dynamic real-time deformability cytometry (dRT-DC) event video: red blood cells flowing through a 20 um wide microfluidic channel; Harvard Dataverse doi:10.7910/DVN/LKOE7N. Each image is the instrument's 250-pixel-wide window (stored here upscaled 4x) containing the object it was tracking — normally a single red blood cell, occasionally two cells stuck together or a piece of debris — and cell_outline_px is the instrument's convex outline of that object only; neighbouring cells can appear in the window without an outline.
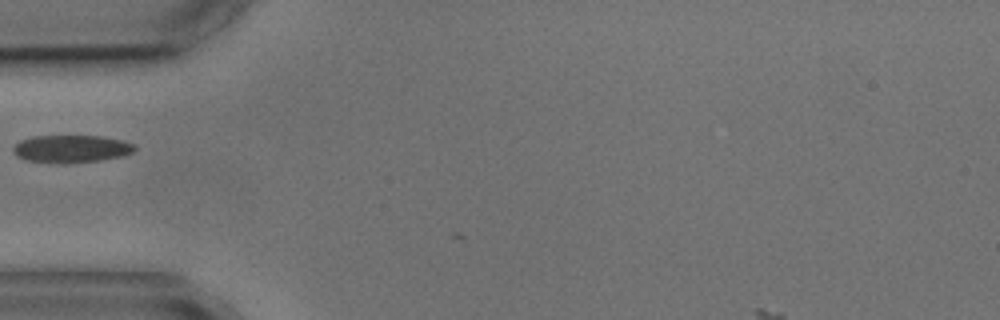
{"species": "common noctule bat (a hibernating species)", "species_latin": "Nyctalus noctula", "temperature_condition": "cold", "stored_images_in_passage": 6, "camera_frame_rate_fps": 3000, "um_per_image_px": 0.085, "animal": {"sex": "male", "body_mass_g": 17.9, "forearm_length_mm": 54.2}, "frame": {"image": 1, "passage_image": 4, "time_ms": 3.667, "image_size_px": [1000, 320], "cell_outline_px": [[136, 148], [132, 152], [124, 156], [100, 160], [64, 164], [24, 160], [16, 156], [12, 152], [12, 148], [20, 140], [32, 136], [100, 136], [124, 140], [136, 144]], "centroid_in_image_um": [6.06, 12.65], "position_along_channel_um": 78.9, "area_um2": 19.83}}